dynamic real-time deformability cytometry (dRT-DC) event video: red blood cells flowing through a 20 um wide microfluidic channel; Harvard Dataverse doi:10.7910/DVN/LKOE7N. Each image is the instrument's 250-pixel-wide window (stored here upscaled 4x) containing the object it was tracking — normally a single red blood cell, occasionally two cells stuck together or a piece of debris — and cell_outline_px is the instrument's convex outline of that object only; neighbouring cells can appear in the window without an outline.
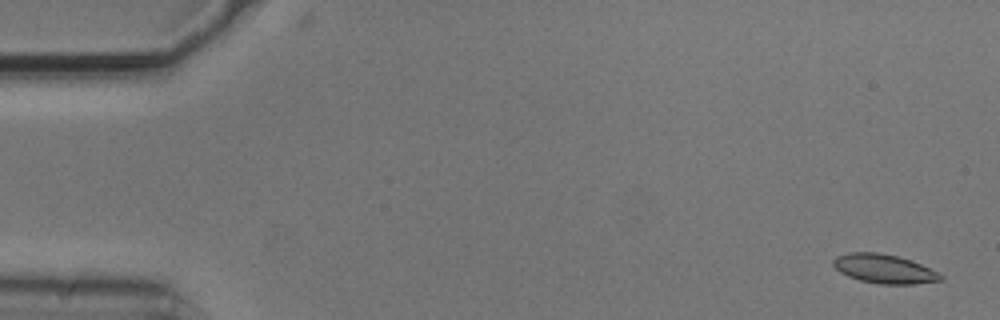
{"species": "common noctule bat (a hibernating species)", "species_latin": "Nyctalus noctula", "temperature_condition": "cold", "stored_images_in_passage": 55, "camera_frame_rate_fps": 3000, "um_per_image_px": 0.085, "animal": {"sex": "male", "body_mass_g": 20.5, "forearm_length_mm": 52.5}, "frame": {"image": 1, "passage_image": 2, "time_ms": 0.333, "image_size_px": [1000, 320], "cell_outline_px": [[944, 280], [916, 284], [880, 284], [860, 280], [848, 276], [840, 272], [832, 264], [832, 260], [836, 256], [848, 252], [876, 252], [896, 256], [912, 260], [940, 272], [944, 276]], "centroid_in_image_um": [75.19, 22.85], "position_along_channel_um": 9.8, "area_um2": 18.38}}
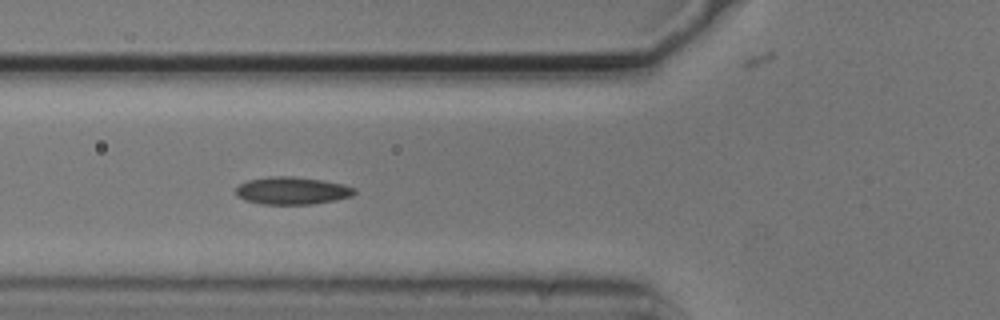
{"frame": {"image": 2, "passage_image": 20, "time_ms": 6.333, "image_size_px": [1000, 320], "cell_outline_px": [[356, 192], [352, 196], [336, 200], [312, 204], [264, 204], [244, 200], [236, 196], [236, 188], [240, 184], [248, 180], [268, 176], [292, 176], [324, 180], [344, 184], [356, 188]], "centroid_in_image_um": [24.84, 16.2], "position_along_channel_um": 101.0, "area_um2": 19.19}}
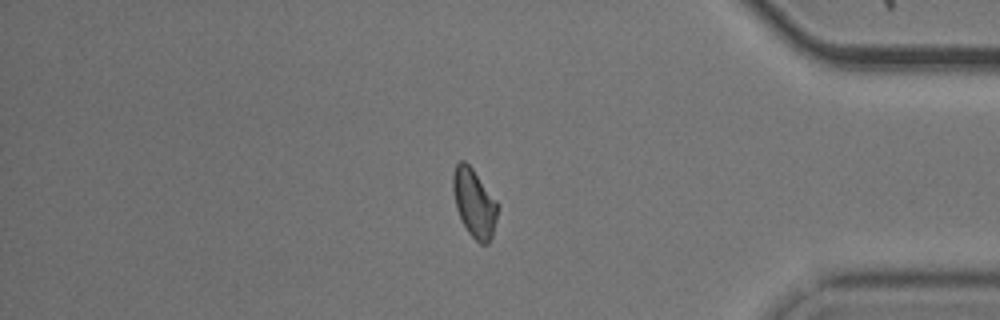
{"frame": {"image": 3, "passage_image": 46, "time_ms": 15.0, "image_size_px": [1000, 320], "cell_outline_px": [[500, 204], [492, 236], [488, 244], [480, 244], [468, 232], [456, 208], [452, 188], [452, 172], [456, 164], [460, 160], [464, 160], [472, 168]], "centroid_in_image_um": [40.32, 17.23], "position_along_channel_um": 394.9, "area_um2": 17.92}}